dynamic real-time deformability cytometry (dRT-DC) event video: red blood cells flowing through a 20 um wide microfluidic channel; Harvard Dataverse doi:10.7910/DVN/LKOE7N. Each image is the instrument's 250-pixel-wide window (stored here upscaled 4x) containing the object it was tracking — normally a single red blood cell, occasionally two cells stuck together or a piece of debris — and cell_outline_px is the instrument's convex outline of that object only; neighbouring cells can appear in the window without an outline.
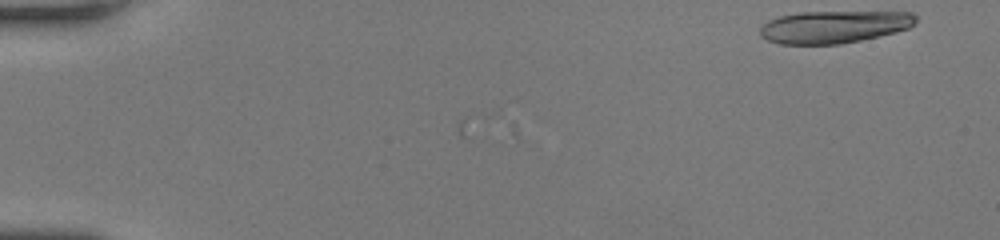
{"species": "human", "species_latin": "Homo sapiens", "temperature_condition": "room temperature", "stored_images_in_passage": 51, "camera_frame_rate_fps": 3000, "um_per_image_px": 0.085, "donor": {"sex": "female"}, "frame": {"image": 1, "passage_image": 1, "time_ms": 0.0, "image_size_px": [1000, 240], "cell_outline_px": [[916, 20], [908, 28], [896, 32], [860, 40], [840, 44], [780, 44], [768, 40], [760, 36], [760, 28], [768, 20], [780, 16], [800, 12], [916, 12]], "centroid_in_image_um": [70.88, 2.28], "position_along_channel_um": 14.1, "area_um2": 29.3}}
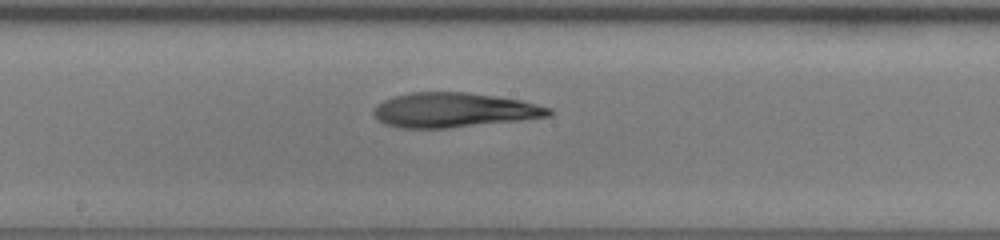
{"frame": {"image": 2, "passage_image": 29, "time_ms": 9.333, "image_size_px": [1000, 240], "cell_outline_px": [[552, 116], [520, 120], [448, 128], [400, 128], [384, 124], [372, 112], [376, 104], [384, 100], [408, 92], [464, 92], [520, 100], [552, 108]], "centroid_in_image_um": [38.57, 9.36], "position_along_channel_um": 209.6, "area_um2": 35.2}}
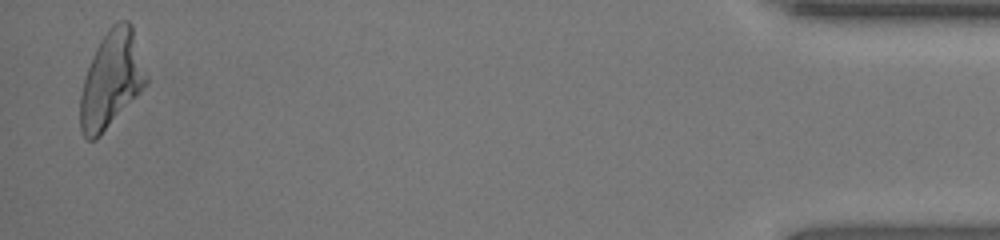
{"frame": {"image": 3, "passage_image": 50, "time_ms": 16.333, "image_size_px": [1000, 240], "cell_outline_px": [[148, 84], [100, 136], [96, 140], [88, 140], [84, 136], [80, 128], [80, 96], [84, 80], [92, 56], [100, 40], [108, 28], [112, 24], [120, 20], [128, 20], [132, 24], [148, 76]], "centroid_in_image_um": [9.48, 6.75], "position_along_channel_um": 425.7, "area_um2": 37.22}, "authors_computed_cell_mechanics": {"area_um2": 35.0268, "velocity_mm_per_s": 4.2436, "shape_relaxation_time_tau1_ms": null, "shape_relaxation_time_tau2_ms": 3.8756, "deformation_change_tau1": null, "deformation_change_tau2": 0.1459}}